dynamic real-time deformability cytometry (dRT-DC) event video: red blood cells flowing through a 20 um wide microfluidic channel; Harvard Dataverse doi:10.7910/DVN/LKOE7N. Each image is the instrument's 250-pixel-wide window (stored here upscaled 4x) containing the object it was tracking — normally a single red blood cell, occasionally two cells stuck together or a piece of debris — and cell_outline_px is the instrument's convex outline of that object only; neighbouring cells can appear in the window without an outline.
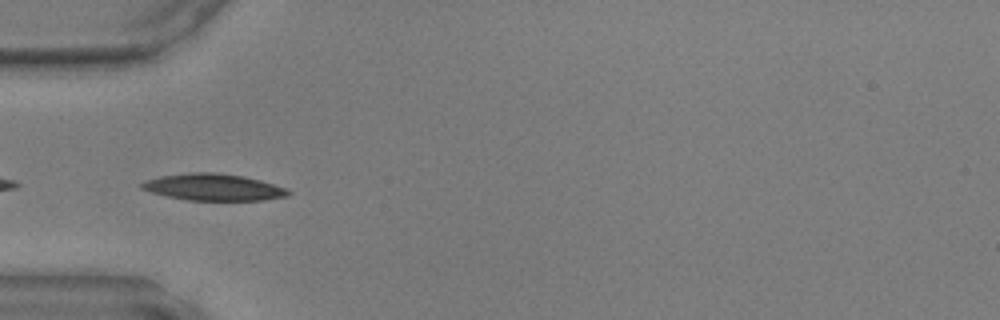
{"species": "common noctule bat (a hibernating species)", "species_latin": "Nyctalus noctula", "temperature_condition": "warm", "stored_images_in_passage": 29, "camera_frame_rate_fps": 3000, "um_per_image_px": 0.085, "animal": {"sex": "male", "body_mass_g": 17.9, "forearm_length_mm": 54.2}, "frame": {"image": 1, "passage_image": 1, "time_ms": 0.0, "image_size_px": [1000, 320], "cell_outline_px": [[292, 192], [288, 196], [264, 200], [188, 200], [168, 196], [152, 192], [140, 188], [140, 184], [144, 180], [160, 176], [192, 172], [212, 172], [244, 176], [260, 180], [288, 188]], "centroid_in_image_um": [18.17, 15.91], "position_along_channel_um": 66.8, "area_um2": 22.83}}
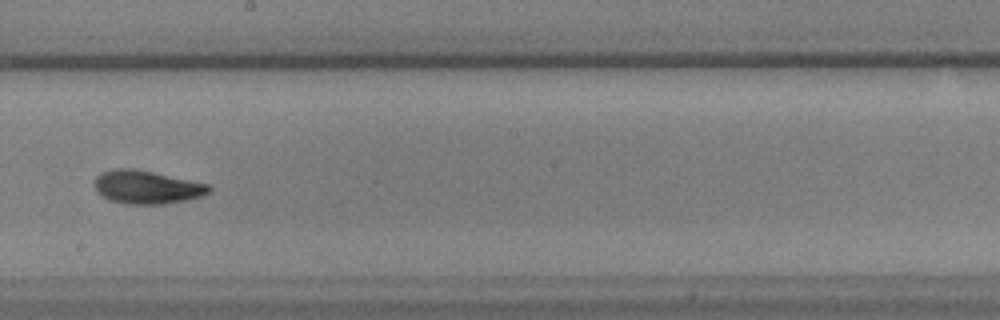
{"frame": {"image": 2, "passage_image": 13, "time_ms": 4.0, "image_size_px": [1000, 320], "cell_outline_px": [[212, 188], [208, 192], [200, 196], [184, 200], [164, 204], [128, 204], [112, 200], [96, 192], [96, 176], [100, 172], [116, 168], [132, 168], [152, 172], [208, 184]], "centroid_in_image_um": [12.45, 15.9], "position_along_channel_um": 235.7, "area_um2": 21.79}}